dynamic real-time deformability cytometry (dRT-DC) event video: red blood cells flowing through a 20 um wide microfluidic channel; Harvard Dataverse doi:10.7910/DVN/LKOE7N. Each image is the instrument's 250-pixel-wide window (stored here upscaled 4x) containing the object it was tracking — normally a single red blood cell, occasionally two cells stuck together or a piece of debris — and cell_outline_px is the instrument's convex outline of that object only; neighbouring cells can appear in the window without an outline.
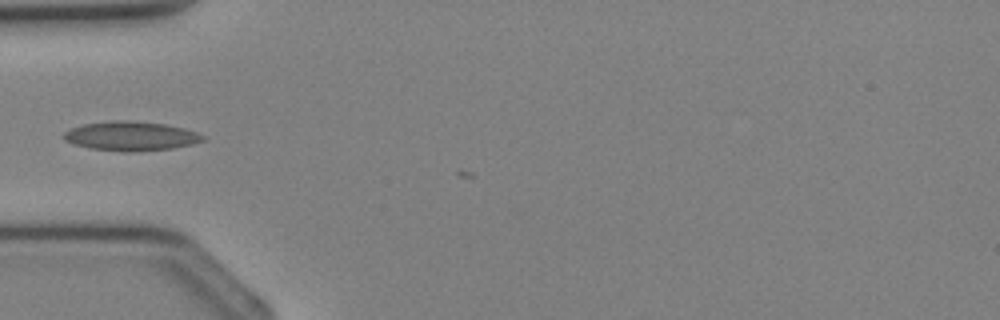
{"species": "Egyptian fruit bat (a non-hibernating species)", "species_latin": "Rousettus aegyptiacus", "temperature_condition": "cold", "stored_images_in_passage": 3, "camera_frame_rate_fps": 3000, "um_per_image_px": 0.085, "animal": {"sex": "female"}, "frame": {"image": 1, "passage_image": 1, "time_ms": 0.0, "image_size_px": [1000, 320], "cell_outline_px": [[204, 140], [192, 144], [172, 148], [128, 152], [124, 152], [92, 148], [72, 144], [64, 140], [60, 136], [64, 132], [72, 128], [84, 124], [112, 120], [128, 120], [164, 124], [184, 128], [196, 132], [204, 136]], "centroid_in_image_um": [11.08, 11.56], "position_along_channel_um": 73.9, "area_um2": 23.64}}